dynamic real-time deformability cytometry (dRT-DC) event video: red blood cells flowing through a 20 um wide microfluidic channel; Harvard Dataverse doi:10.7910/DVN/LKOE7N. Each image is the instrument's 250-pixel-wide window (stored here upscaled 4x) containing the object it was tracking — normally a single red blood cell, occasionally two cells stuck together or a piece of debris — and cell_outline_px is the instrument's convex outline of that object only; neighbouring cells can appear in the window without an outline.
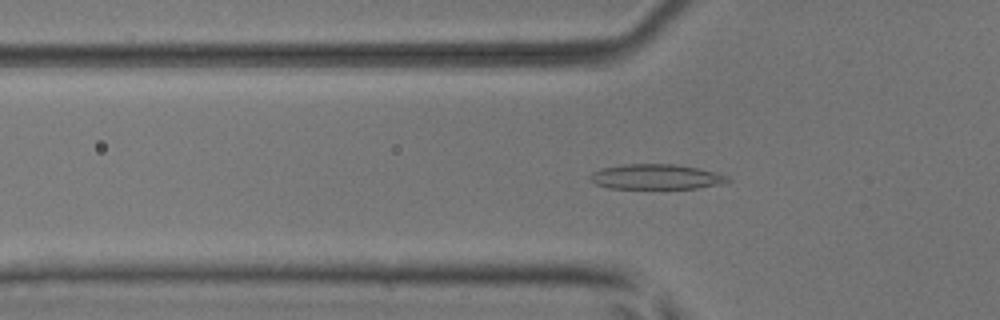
{"species": "common noctule bat (a hibernating species)", "species_latin": "Nyctalus noctula", "temperature_condition": "room temperature", "stored_images_in_passage": 53, "camera_frame_rate_fps": 3000, "um_per_image_px": 0.085, "animal": {"sex": "male", "body_mass_g": 17.9, "forearm_length_mm": 54.2}, "frame": {"image": 1, "passage_image": 18, "time_ms": 5.667, "image_size_px": [1000, 320], "cell_outline_px": [[732, 180], [728, 184], [696, 188], [608, 188], [596, 184], [588, 180], [588, 176], [592, 172], [600, 168], [624, 164], [676, 164], [716, 172], [728, 176]], "centroid_in_image_um": [55.78, 15.03], "position_along_channel_um": 70.0, "area_um2": 20.4}}
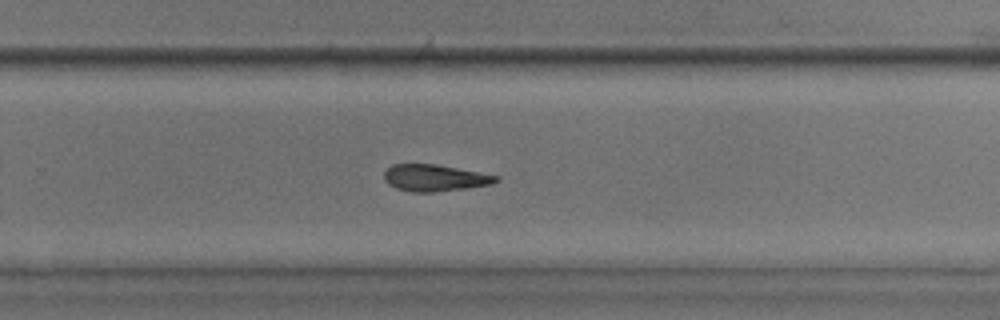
{"frame": {"image": 2, "passage_image": 35, "time_ms": 11.333, "image_size_px": [1000, 320], "cell_outline_px": [[500, 180], [492, 184], [464, 188], [432, 192], [412, 192], [396, 188], [388, 184], [384, 180], [384, 172], [392, 164], [436, 164], [500, 176]], "centroid_in_image_um": [36.94, 15.11], "position_along_channel_um": 292.9, "area_um2": 17.34}}
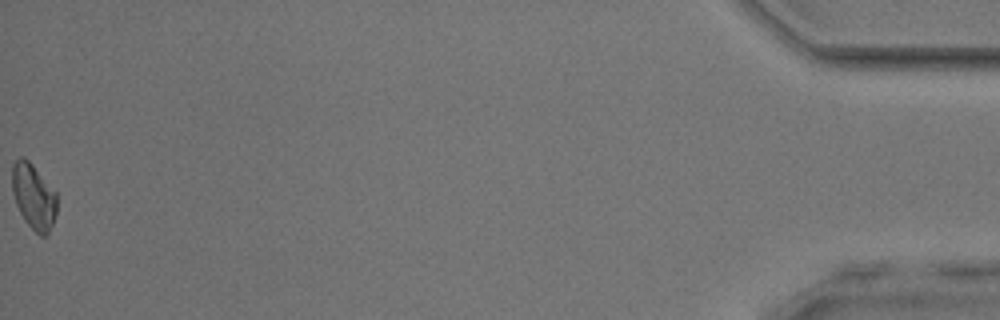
{"frame": {"image": 3, "passage_image": 53, "time_ms": 17.333, "image_size_px": [1000, 320], "cell_outline_px": [[56, 212], [48, 236], [40, 236], [24, 220], [16, 204], [12, 192], [12, 164], [20, 156], [24, 156], [32, 164], [56, 192]], "centroid_in_image_um": [2.84, 16.69], "position_along_channel_um": 432.4, "area_um2": 17.05}, "authors_computed_cell_mechanics": {"area_um2": 18.3226, "velocity_mm_per_s": 3.9503, "shape_relaxation_time_tau1_ms": 4.6235, "shape_relaxation_time_tau2_ms": 7.5535, "deformation_change_tau1": 0.1169, "deformation_change_tau2": 0.1624}}